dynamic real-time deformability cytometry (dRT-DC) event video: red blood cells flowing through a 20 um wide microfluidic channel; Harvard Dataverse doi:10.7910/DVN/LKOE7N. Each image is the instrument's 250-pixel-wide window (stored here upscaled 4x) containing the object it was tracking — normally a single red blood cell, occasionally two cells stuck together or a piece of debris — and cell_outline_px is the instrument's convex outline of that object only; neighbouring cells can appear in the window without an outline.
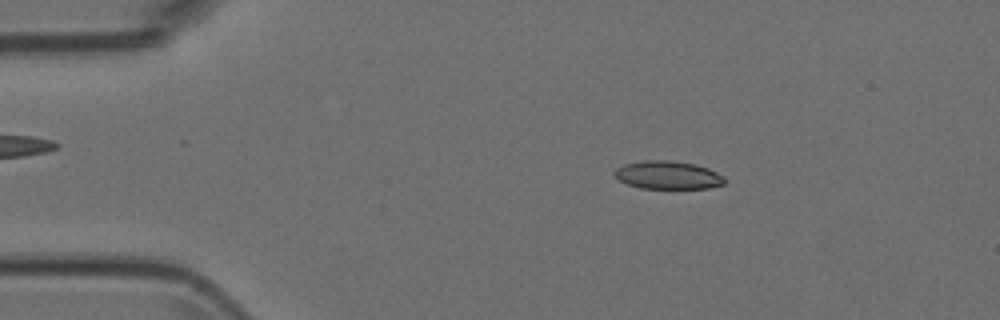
{"species": "Egyptian fruit bat (a non-hibernating species)", "species_latin": "Rousettus aegyptiacus", "temperature_condition": "room temperature", "stored_images_in_passage": 15, "camera_frame_rate_fps": 3000, "um_per_image_px": 0.085, "animal": {"sex": "female"}, "frame": {"image": 1, "passage_image": 8, "time_ms": 2.333, "image_size_px": [1000, 320], "cell_outline_px": [[724, 184], [708, 188], [640, 188], [628, 184], [612, 176], [612, 172], [616, 168], [624, 164], [644, 160], [672, 160], [696, 164], [708, 168], [724, 176]], "centroid_in_image_um": [56.74, 14.87], "position_along_channel_um": 28.3, "area_um2": 18.15}}